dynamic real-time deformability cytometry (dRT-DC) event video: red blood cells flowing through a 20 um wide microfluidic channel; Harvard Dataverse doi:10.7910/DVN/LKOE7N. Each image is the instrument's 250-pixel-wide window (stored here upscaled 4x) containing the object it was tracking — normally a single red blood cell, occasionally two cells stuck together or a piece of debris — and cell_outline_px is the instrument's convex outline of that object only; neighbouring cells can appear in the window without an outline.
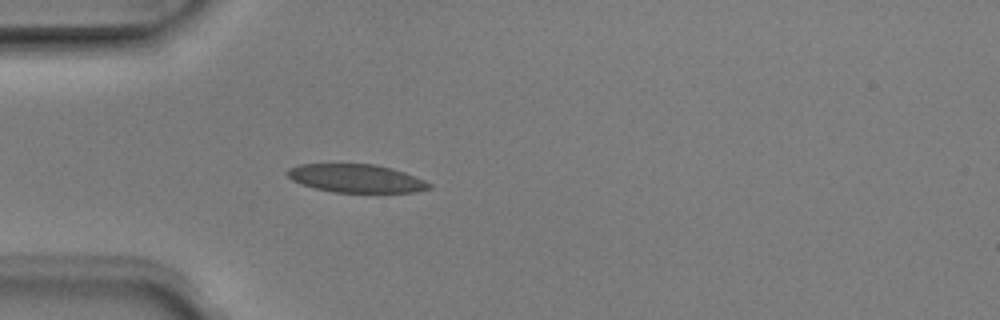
{"species": "Egyptian fruit bat (a non-hibernating species)", "species_latin": "Rousettus aegyptiacus", "temperature_condition": "room temperature", "stored_images_in_passage": 1, "camera_frame_rate_fps": 3000, "um_per_image_px": 0.085, "animal": {"sex": "male"}, "frame": {"image": 1, "passage_image": 1, "time_ms": 0.0, "image_size_px": [1000, 320], "cell_outline_px": [[432, 188], [416, 192], [332, 192], [300, 184], [292, 180], [284, 172], [288, 168], [296, 164], [376, 164], [392, 168], [404, 172], [424, 180], [432, 184]], "centroid_in_image_um": [30.25, 15.15], "position_along_channel_um": 54.8, "area_um2": 23.47}}